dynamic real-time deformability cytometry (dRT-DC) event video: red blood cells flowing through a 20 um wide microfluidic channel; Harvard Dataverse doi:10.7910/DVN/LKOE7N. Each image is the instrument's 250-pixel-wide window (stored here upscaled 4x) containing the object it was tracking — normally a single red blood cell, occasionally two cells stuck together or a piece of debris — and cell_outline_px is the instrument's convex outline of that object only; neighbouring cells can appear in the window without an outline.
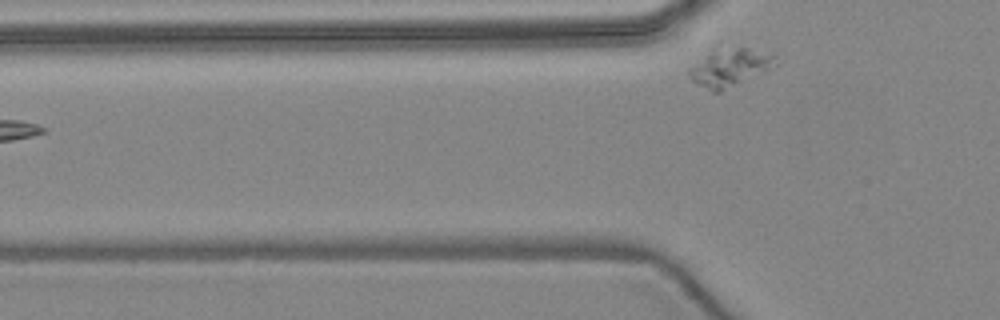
{"species": "common noctule bat (a hibernating species)", "species_latin": "Nyctalus noctula", "temperature_condition": "warm", "stored_images_in_passage": 3, "segment_of_instrument_passage": [2, 2], "camera_frame_rate_fps": 3000, "um_per_image_px": 0.085, "animal": {"sex": "female", "body_mass_g": 24.6, "forearm_length_mm": 56.2}, "frame": {"image": 1, "passage_image": 3, "time_ms": 2.333, "image_size_px": [1000, 320], "cell_outline_px": [[780, 64], [720, 92], [712, 92], [692, 80], [688, 72], [688, 68], [712, 52], [736, 48], [748, 48], [772, 56]], "centroid_in_image_um": [62.03, 5.78], "position_along_channel_um": 63.8, "area_um2": 18.03}}